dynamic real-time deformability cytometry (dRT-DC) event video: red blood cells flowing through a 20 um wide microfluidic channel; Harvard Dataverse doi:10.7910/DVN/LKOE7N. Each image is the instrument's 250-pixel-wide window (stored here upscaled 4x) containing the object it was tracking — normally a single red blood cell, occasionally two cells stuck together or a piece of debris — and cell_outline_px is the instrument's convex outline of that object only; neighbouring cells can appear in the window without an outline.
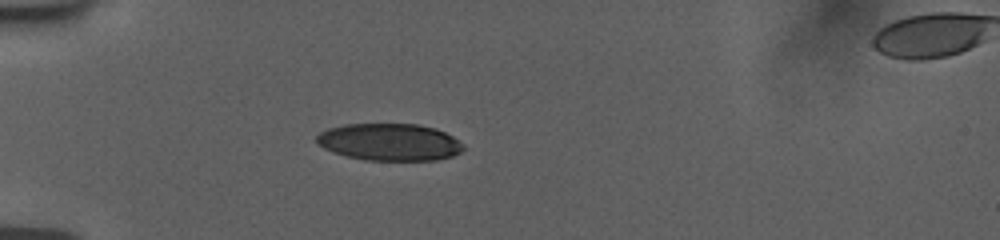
{"species": "human", "species_latin": "Homo sapiens", "temperature_condition": "room temperature", "stored_images_in_passage": 5, "camera_frame_rate_fps": 3000, "um_per_image_px": 0.085, "donor": {"sex": "female"}, "frame": {"image": 1, "passage_image": 1, "time_ms": 0.0, "image_size_px": [1000, 240], "cell_outline_px": [[464, 148], [460, 152], [452, 156], [436, 160], [364, 160], [332, 152], [316, 144], [316, 136], [320, 132], [328, 128], [344, 124], [416, 124], [436, 128], [452, 136], [464, 144]], "centroid_in_image_um": [33.09, 12.07], "position_along_channel_um": 51.9, "area_um2": 31.85}}
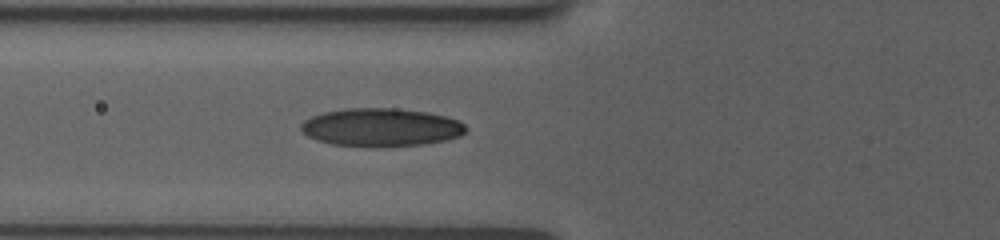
{"frame": {"image": 2, "passage_image": 5, "time_ms": 1.667, "image_size_px": [1000, 240], "cell_outline_px": [[468, 128], [460, 136], [444, 140], [424, 144], [372, 148], [332, 144], [316, 140], [308, 136], [300, 128], [300, 124], [304, 120], [312, 116], [324, 112], [348, 108], [396, 108], [428, 112], [444, 116], [456, 120], [464, 124]], "centroid_in_image_um": [32.37, 10.83], "position_along_channel_um": 93.4, "area_um2": 36.88}}